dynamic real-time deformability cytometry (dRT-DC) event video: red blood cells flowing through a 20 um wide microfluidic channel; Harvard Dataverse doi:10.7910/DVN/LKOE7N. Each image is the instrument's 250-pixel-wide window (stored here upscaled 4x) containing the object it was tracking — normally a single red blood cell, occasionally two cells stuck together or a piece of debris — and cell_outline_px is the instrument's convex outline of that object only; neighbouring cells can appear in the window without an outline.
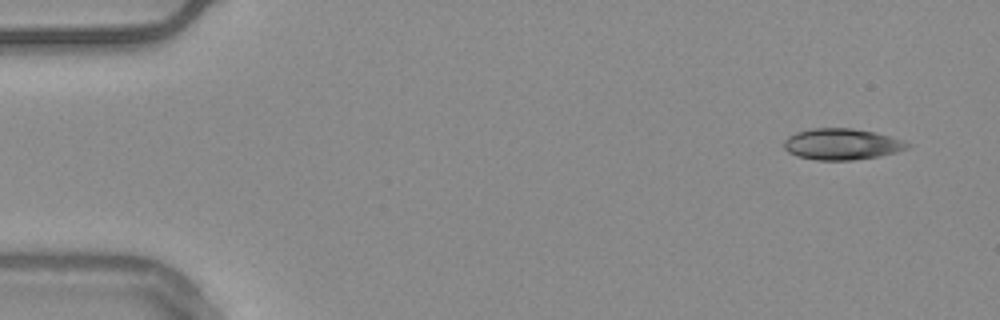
{"species": "common noctule bat (a hibernating species)", "species_latin": "Nyctalus noctula", "temperature_condition": "warm", "stored_images_in_passage": 51, "camera_frame_rate_fps": 3000, "um_per_image_px": 0.085, "animal": {"sex": "male", "body_mass_g": 20.4}, "frame": {"image": 1, "passage_image": 1, "time_ms": 0.0, "image_size_px": [1000, 320], "cell_outline_px": [[912, 144], [908, 148], [896, 152], [876, 156], [852, 160], [816, 160], [796, 156], [788, 152], [784, 148], [784, 140], [788, 136], [796, 132], [812, 128], [852, 128], [872, 132], [904, 140]], "centroid_in_image_um": [71.52, 12.25], "position_along_channel_um": 13.5, "area_um2": 22.37}}
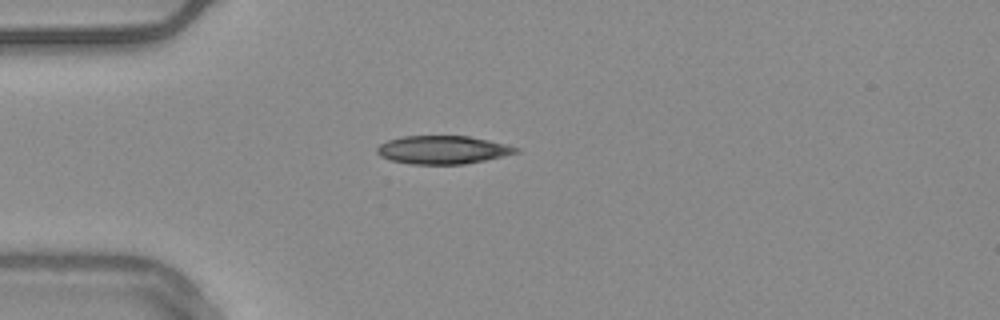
{"frame": {"image": 2, "passage_image": 12, "time_ms": 3.667, "image_size_px": [1000, 320], "cell_outline_px": [[520, 152], [484, 160], [464, 164], [412, 164], [392, 160], [380, 156], [376, 152], [376, 148], [380, 144], [388, 140], [404, 136], [468, 136], [508, 144], [520, 148]], "centroid_in_image_um": [37.65, 12.73], "position_along_channel_um": 47.4, "area_um2": 22.77}}
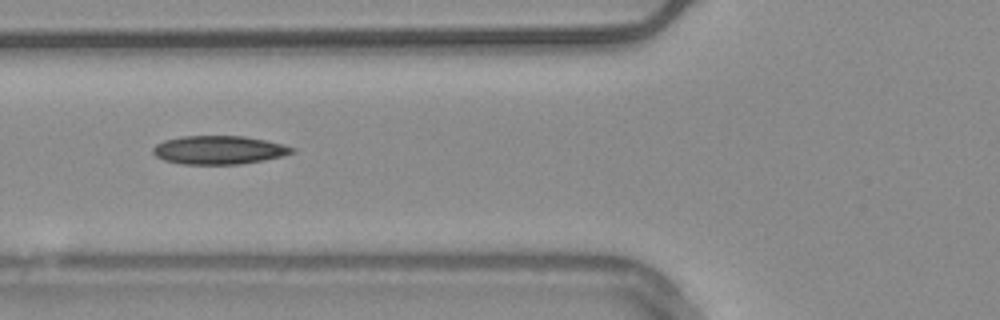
{"frame": {"image": 3, "passage_image": 18, "time_ms": 5.667, "image_size_px": [1000, 320], "cell_outline_px": [[296, 152], [284, 156], [264, 160], [240, 164], [180, 164], [164, 160], [156, 156], [152, 152], [152, 148], [156, 144], [164, 140], [184, 136], [244, 136], [284, 144], [296, 148]], "centroid_in_image_um": [18.63, 12.75], "position_along_channel_um": 107.2, "area_um2": 23.24}}